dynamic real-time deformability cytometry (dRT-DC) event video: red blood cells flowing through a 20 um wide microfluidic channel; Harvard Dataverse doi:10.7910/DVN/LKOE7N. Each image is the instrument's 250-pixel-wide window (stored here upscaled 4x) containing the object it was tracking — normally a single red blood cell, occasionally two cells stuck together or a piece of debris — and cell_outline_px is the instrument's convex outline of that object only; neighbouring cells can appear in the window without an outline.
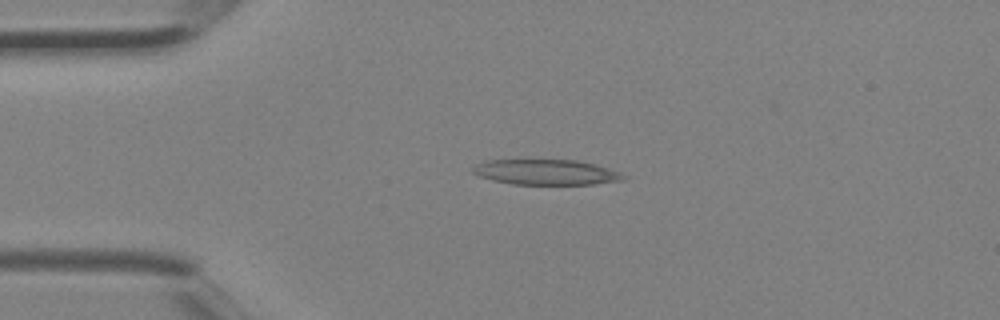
{"species": "Egyptian fruit bat (a non-hibernating species)", "species_latin": "Rousettus aegyptiacus", "temperature_condition": "room temperature", "stored_images_in_passage": 3, "camera_frame_rate_fps": 3000, "um_per_image_px": 0.085, "animal": {"sex": "female"}, "frame": {"image": 1, "passage_image": 2, "time_ms": 0.333, "image_size_px": [1000, 320], "cell_outline_px": [[628, 176], [624, 180], [592, 184], [512, 184], [492, 180], [480, 176], [472, 172], [472, 168], [476, 164], [488, 160], [576, 160], [596, 164], [620, 172]], "centroid_in_image_um": [46.44, 14.63], "position_along_channel_um": 38.6, "area_um2": 22.2}}